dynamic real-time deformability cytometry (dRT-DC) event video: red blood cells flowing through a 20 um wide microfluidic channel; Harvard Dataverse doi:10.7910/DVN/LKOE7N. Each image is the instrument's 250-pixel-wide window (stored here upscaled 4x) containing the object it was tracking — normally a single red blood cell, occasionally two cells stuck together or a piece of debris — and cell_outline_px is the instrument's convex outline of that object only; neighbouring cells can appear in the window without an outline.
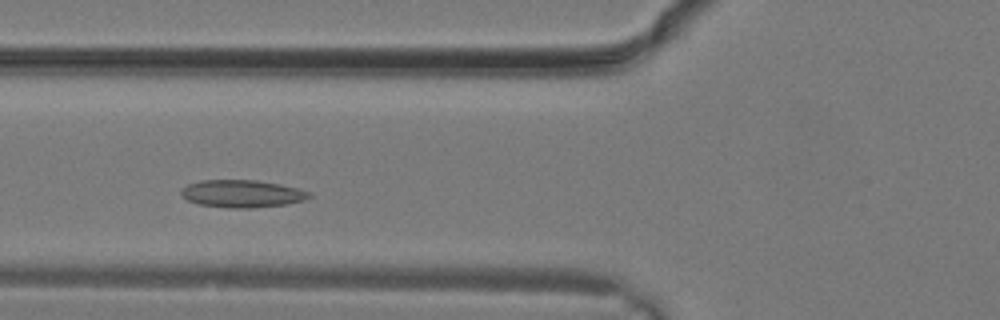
{"species": "common noctule bat (a hibernating species)", "species_latin": "Nyctalus noctula", "temperature_condition": "warm", "stored_images_in_passage": 25, "camera_frame_rate_fps": 3000, "um_per_image_px": 0.085, "animal": {"sex": "male", "body_mass_g": 19.2, "forearm_length_mm": 51.8}, "frame": {"image": 1, "passage_image": 7, "time_ms": 2.0, "image_size_px": [1000, 320], "cell_outline_px": [[312, 196], [304, 200], [288, 204], [252, 208], [228, 208], [200, 204], [188, 200], [180, 196], [180, 192], [188, 184], [200, 180], [256, 180], [280, 184], [296, 188], [308, 192]], "centroid_in_image_um": [20.56, 16.46], "position_along_channel_um": 105.2, "area_um2": 20.46}}
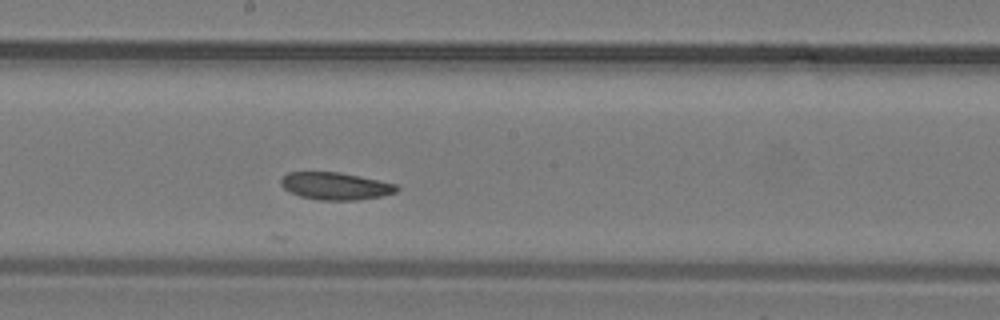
{"frame": {"image": 2, "passage_image": 12, "time_ms": 3.667, "image_size_px": [1000, 320], "cell_outline_px": [[400, 188], [396, 192], [380, 196], [356, 200], [320, 200], [300, 196], [284, 188], [280, 184], [280, 180], [288, 172], [340, 172], [360, 176], [396, 184]], "centroid_in_image_um": [28.52, 15.81], "position_along_channel_um": 219.7, "area_um2": 18.32}}
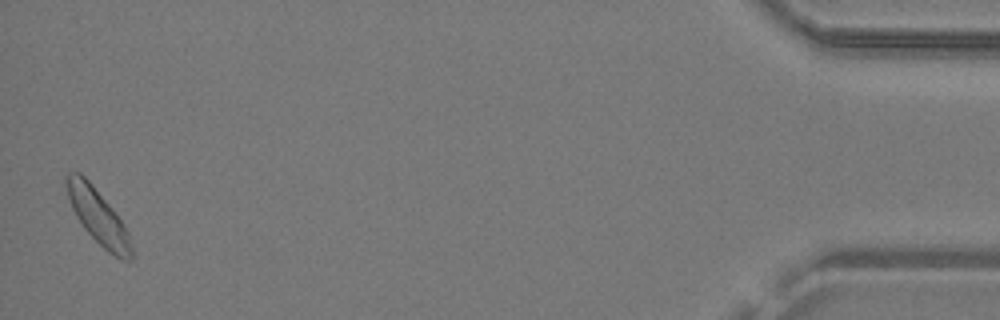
{"frame": {"image": 3, "passage_image": 25, "time_ms": 8.0, "image_size_px": [1000, 320], "cell_outline_px": [[132, 260], [120, 260], [108, 252], [84, 228], [76, 216], [68, 200], [64, 184], [64, 176], [68, 172], [80, 172], [92, 184], [112, 208], [128, 232], [132, 248]], "centroid_in_image_um": [8.29, 18.37], "position_along_channel_um": 426.9, "area_um2": 20.69}}